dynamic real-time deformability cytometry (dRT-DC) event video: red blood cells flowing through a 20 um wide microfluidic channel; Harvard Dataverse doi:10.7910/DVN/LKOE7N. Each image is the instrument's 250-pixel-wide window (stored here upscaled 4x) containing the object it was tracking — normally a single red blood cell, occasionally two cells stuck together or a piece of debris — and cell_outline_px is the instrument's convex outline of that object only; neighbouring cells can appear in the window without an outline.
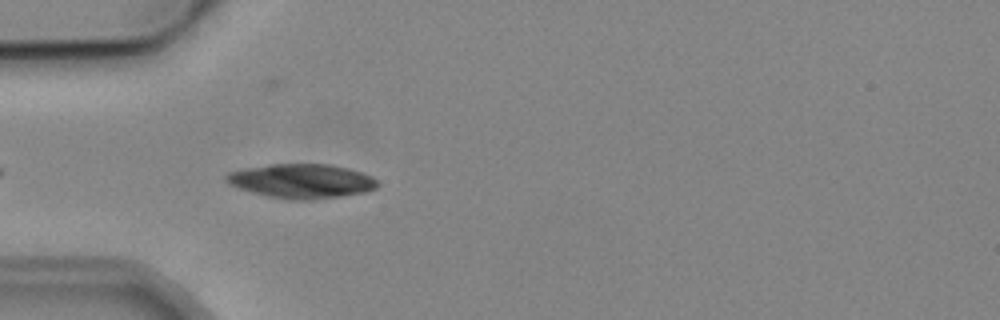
{"species": "common noctule bat (a hibernating species)", "species_latin": "Nyctalus noctula", "temperature_condition": "cold", "stored_images_in_passage": 4, "camera_frame_rate_fps": 3000, "um_per_image_px": 0.085, "animal": {"sex": "male", "body_mass_g": 19.2, "forearm_length_mm": 51.8}, "frame": {"image": 1, "passage_image": 4, "time_ms": 4.667, "image_size_px": [1000, 320], "cell_outline_px": [[380, 184], [376, 188], [368, 192], [312, 200], [288, 200], [268, 196], [252, 192], [228, 184], [224, 180], [224, 176], [228, 172], [244, 168], [268, 164], [328, 164], [348, 168], [372, 176]], "centroid_in_image_um": [25.62, 15.39], "position_along_channel_um": 59.4, "area_um2": 30.46}}